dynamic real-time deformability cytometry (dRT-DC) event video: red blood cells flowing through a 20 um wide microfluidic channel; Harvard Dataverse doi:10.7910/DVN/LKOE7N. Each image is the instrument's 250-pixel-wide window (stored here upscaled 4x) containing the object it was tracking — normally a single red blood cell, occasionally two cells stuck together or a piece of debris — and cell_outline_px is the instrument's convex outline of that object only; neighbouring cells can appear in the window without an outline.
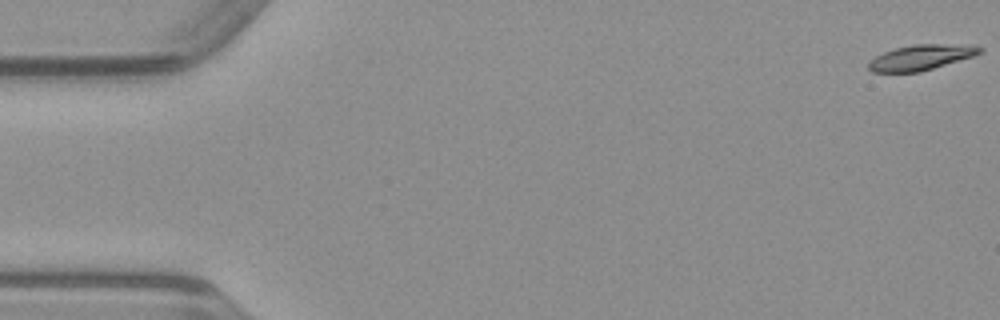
{"species": "common noctule bat (a hibernating species)", "species_latin": "Nyctalus noctula", "temperature_condition": "warm", "stored_images_in_passage": 50, "camera_frame_rate_fps": 3000, "um_per_image_px": 0.085, "animal": {"sex": "male", "body_mass_g": 23.1, "forearm_length_mm": 52.7}, "frame": {"image": 1, "passage_image": 1, "time_ms": 0.0, "image_size_px": [1000, 320], "cell_outline_px": [[984, 48], [980, 52], [972, 56], [920, 72], [872, 72], [868, 68], [868, 60], [884, 52], [896, 48], [916, 44], [940, 44]], "centroid_in_image_um": [78.17, 4.9], "position_along_channel_um": 6.8, "area_um2": 15.9}}
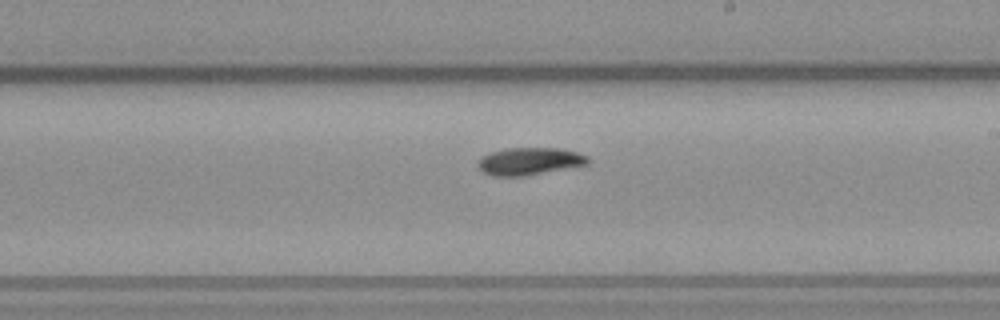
{"frame": {"image": 2, "passage_image": 29, "time_ms": 9.333, "image_size_px": [1000, 320], "cell_outline_px": [[588, 164], [524, 176], [492, 176], [484, 172], [476, 164], [476, 160], [480, 156], [492, 152], [508, 148], [560, 148], [576, 152], [588, 156]], "centroid_in_image_um": [44.96, 13.7], "position_along_channel_um": 244.0, "area_um2": 17.51}}
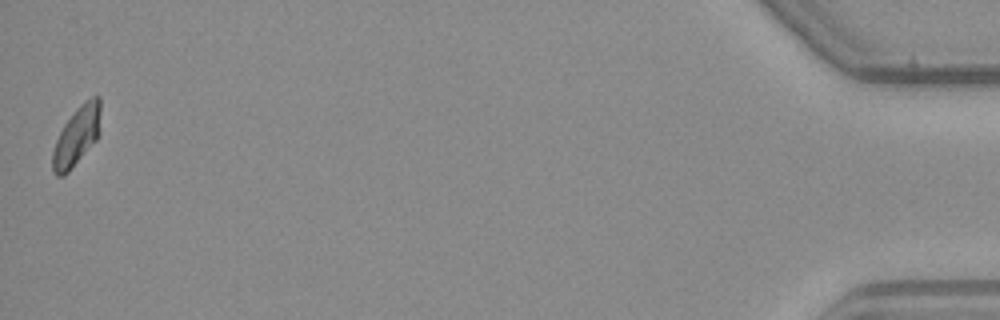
{"frame": {"image": 3, "passage_image": 50, "time_ms": 16.333, "image_size_px": [1000, 320], "cell_outline_px": [[100, 132], [96, 140], [68, 172], [64, 176], [56, 176], [52, 172], [52, 152], [56, 140], [64, 124], [76, 108], [80, 104], [92, 96], [100, 96]], "centroid_in_image_um": [6.52, 11.56], "position_along_channel_um": 428.7, "area_um2": 16.53}}